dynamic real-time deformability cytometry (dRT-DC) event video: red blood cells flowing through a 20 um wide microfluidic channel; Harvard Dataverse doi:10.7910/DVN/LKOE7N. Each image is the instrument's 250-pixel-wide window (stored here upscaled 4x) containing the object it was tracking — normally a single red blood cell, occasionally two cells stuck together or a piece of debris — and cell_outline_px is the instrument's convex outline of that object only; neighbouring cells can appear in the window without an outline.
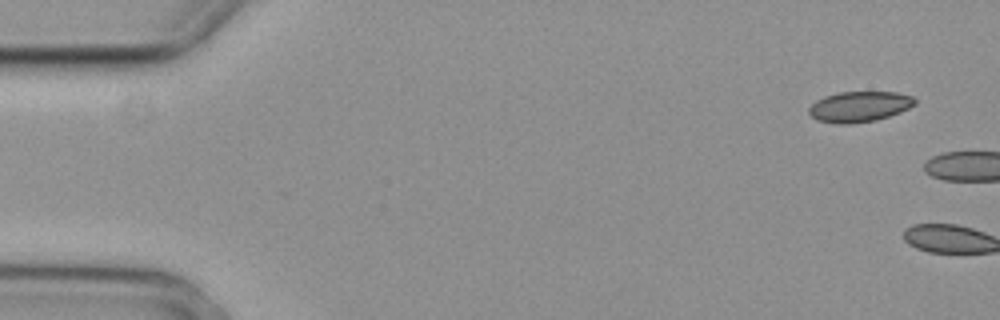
{"species": "common noctule bat (a hibernating species)", "species_latin": "Nyctalus noctula", "temperature_condition": "cold", "stored_images_in_passage": 2, "segment_of_instrument_passage": [2, 2], "camera_frame_rate_fps": 3000, "um_per_image_px": 0.085, "animal": {"sex": "female", "body_mass_g": 29.2, "forearm_length_mm": 56.3}, "frame": {"image": 1, "passage_image": 2, "time_ms": 0.333, "image_size_px": [1000, 320], "cell_outline_px": [[916, 104], [900, 112], [876, 120], [848, 124], [840, 124], [816, 120], [808, 112], [808, 108], [816, 100], [824, 96], [836, 92], [896, 92], [912, 96], [916, 100]], "centroid_in_image_um": [73.03, 9.06], "position_along_channel_um": 12.0, "area_um2": 18.9}}